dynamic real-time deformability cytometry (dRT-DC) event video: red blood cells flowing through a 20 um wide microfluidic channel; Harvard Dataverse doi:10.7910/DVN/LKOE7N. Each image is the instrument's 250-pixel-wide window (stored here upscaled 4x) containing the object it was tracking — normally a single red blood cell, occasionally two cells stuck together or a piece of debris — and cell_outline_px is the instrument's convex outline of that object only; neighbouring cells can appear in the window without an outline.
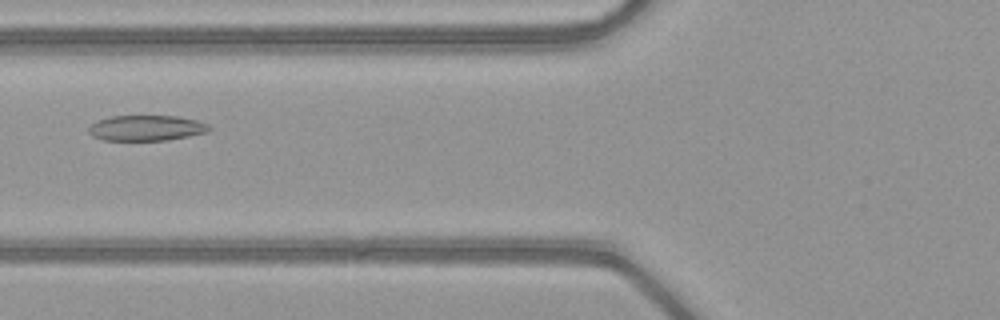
{"species": "common noctule bat (a hibernating species)", "species_latin": "Nyctalus noctula", "temperature_condition": "warm", "stored_images_in_passage": 48, "camera_frame_rate_fps": 3000, "um_per_image_px": 0.085, "animal": {"sex": "female", "body_mass_g": 21.9}, "frame": {"image": 1, "passage_image": 18, "time_ms": 5.667, "image_size_px": [1000, 320], "cell_outline_px": [[212, 128], [208, 132], [168, 140], [104, 140], [92, 136], [88, 132], [88, 128], [96, 120], [112, 116], [180, 116], [196, 120], [208, 124]], "centroid_in_image_um": [12.44, 10.87], "position_along_channel_um": 113.4, "area_um2": 17.98}}
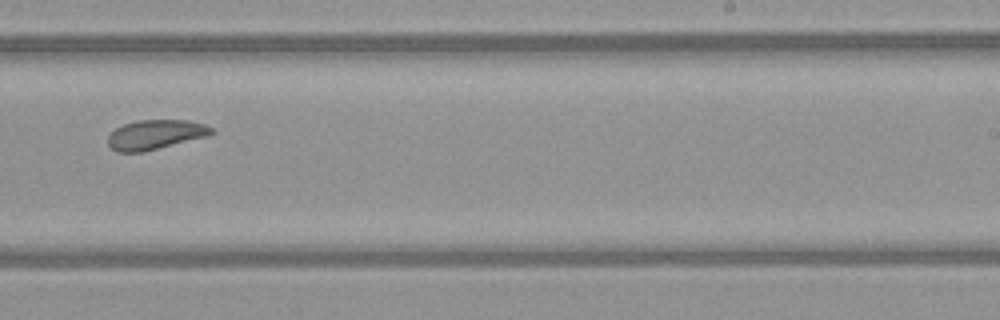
{"frame": {"image": 2, "passage_image": 30, "time_ms": 9.667, "image_size_px": [1000, 320], "cell_outline_px": [[216, 132], [208, 136], [144, 152], [116, 152], [108, 144], [108, 136], [116, 128], [124, 124], [136, 120], [188, 120], [204, 124], [212, 128]], "centroid_in_image_um": [13.22, 11.44], "position_along_channel_um": 275.8, "area_um2": 17.92}}
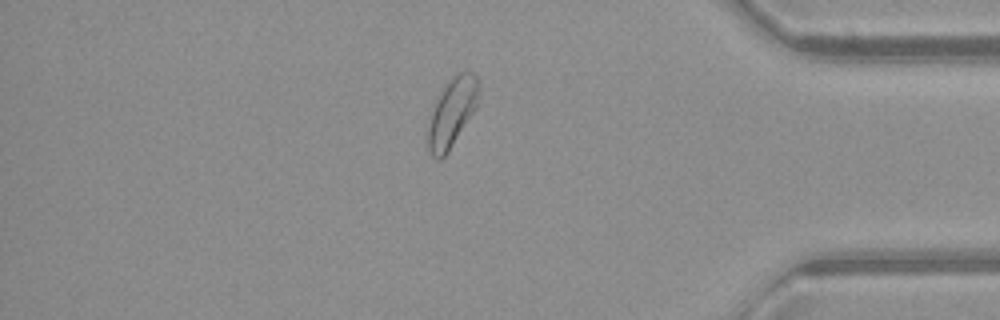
{"frame": {"image": 3, "passage_image": 41, "time_ms": 13.333, "image_size_px": [1000, 320], "cell_outline_px": [[480, 88], [476, 108], [448, 152], [440, 160], [436, 160], [428, 152], [428, 128], [436, 96], [448, 80], [456, 72], [472, 72], [476, 76]], "centroid_in_image_um": [38.41, 9.54], "position_along_channel_um": 396.8, "area_um2": 20.46}, "authors_computed_cell_mechanics": {"area_um2": 20.0277, "velocity_mm_per_s": 4.0653, "shape_relaxation_time_tau1_ms": 6.3509, "shape_relaxation_time_tau2_ms": 1.2952, "deformation_change_tau1": 0.1453, "deformation_change_tau2": 0.069}}